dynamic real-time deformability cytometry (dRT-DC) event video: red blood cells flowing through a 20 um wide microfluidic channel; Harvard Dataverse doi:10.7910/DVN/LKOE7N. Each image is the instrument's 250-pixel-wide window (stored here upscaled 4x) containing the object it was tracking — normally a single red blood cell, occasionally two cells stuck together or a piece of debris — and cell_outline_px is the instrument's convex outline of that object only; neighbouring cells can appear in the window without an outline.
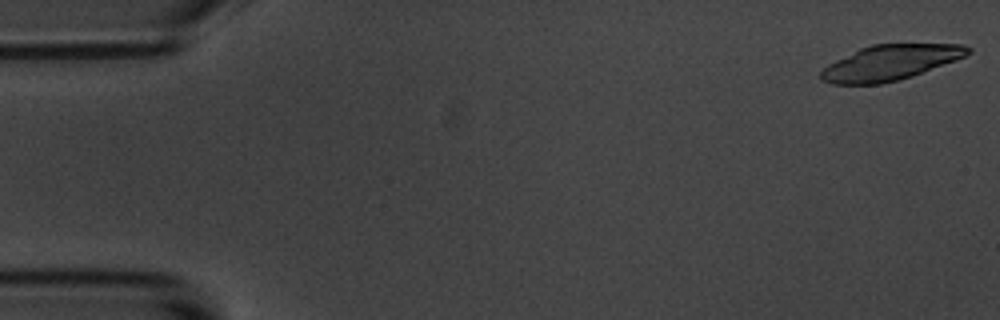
{"species": "common noctule bat (a hibernating species)", "species_latin": "Nyctalus noctula", "temperature_condition": "room temperature", "stored_images_in_passage": 4, "camera_frame_rate_fps": 3000, "um_per_image_px": 0.085, "animal": {"sex": "male", "body_mass_g": 20.1, "forearm_length_mm": 53.5}, "frame": {"image": 1, "passage_image": 1, "time_ms": 0.0, "image_size_px": [1000, 320], "cell_outline_px": [[972, 52], [956, 60], [912, 76], [900, 80], [880, 84], [832, 84], [820, 80], [820, 72], [828, 64], [860, 48], [872, 44], [964, 44], [972, 48]], "centroid_in_image_um": [75.67, 5.32], "position_along_channel_um": 9.3, "area_um2": 30.17}}